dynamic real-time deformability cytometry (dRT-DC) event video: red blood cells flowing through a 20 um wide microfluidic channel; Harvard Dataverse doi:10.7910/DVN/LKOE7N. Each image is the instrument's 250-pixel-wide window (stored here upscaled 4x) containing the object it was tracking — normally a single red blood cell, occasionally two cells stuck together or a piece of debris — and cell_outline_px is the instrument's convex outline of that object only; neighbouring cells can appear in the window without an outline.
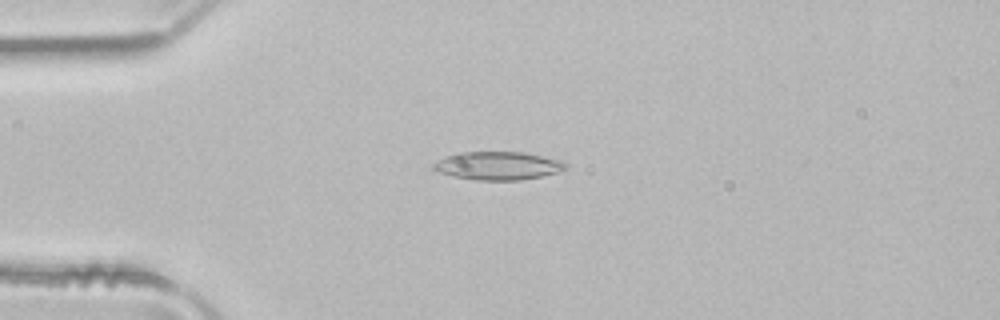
{"species": "common noctule bat (a hibernating species)", "species_latin": "Nyctalus noctula", "temperature_condition": "room temperature", "stored_images_in_passage": 3, "camera_frame_rate_fps": 3000, "um_per_image_px": 0.085, "animal": {"sex": "male", "body_mass_g": 21.5, "forearm_length_mm": 52.0}, "frame": {"image": 1, "passage_image": 3, "time_ms": 0.667, "image_size_px": [1000, 320], "cell_outline_px": [[568, 168], [560, 172], [520, 180], [476, 180], [452, 176], [440, 172], [432, 168], [432, 164], [436, 160], [460, 152], [524, 152], [560, 160], [568, 164]], "centroid_in_image_um": [42.34, 14.09], "position_along_channel_um": 42.7, "area_um2": 21.73}}